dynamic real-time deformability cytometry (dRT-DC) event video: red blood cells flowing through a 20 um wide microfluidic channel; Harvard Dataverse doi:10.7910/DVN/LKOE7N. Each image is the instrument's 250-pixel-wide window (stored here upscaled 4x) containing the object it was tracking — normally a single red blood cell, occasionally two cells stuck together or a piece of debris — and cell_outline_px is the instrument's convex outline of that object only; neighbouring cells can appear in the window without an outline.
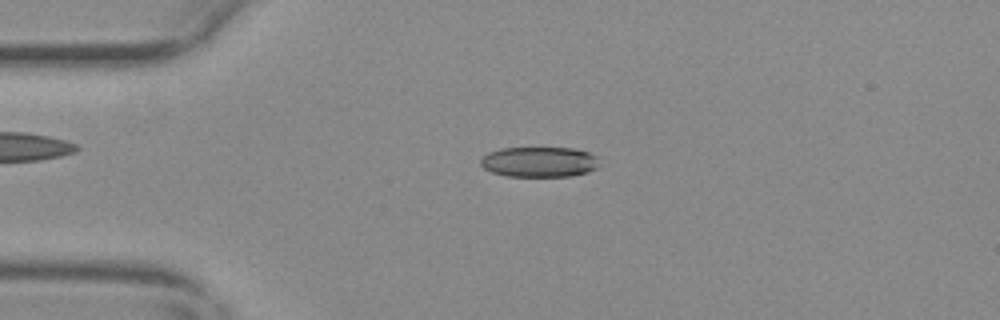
{"species": "common noctule bat (a hibernating species)", "species_latin": "Nyctalus noctula", "temperature_condition": "warm", "stored_images_in_passage": 19, "camera_frame_rate_fps": 3000, "um_per_image_px": 0.085, "animal": {"sex": "female", "body_mass_g": 29.2, "forearm_length_mm": 56.3}, "frame": {"image": 1, "passage_image": 13, "time_ms": 4.0, "image_size_px": [1000, 320], "cell_outline_px": [[600, 164], [596, 168], [588, 172], [572, 176], [508, 176], [492, 172], [484, 168], [480, 164], [480, 160], [488, 152], [500, 148], [572, 148], [588, 152], [596, 156]], "centroid_in_image_um": [45.84, 13.76], "position_along_channel_um": 39.2, "area_um2": 20.98}}
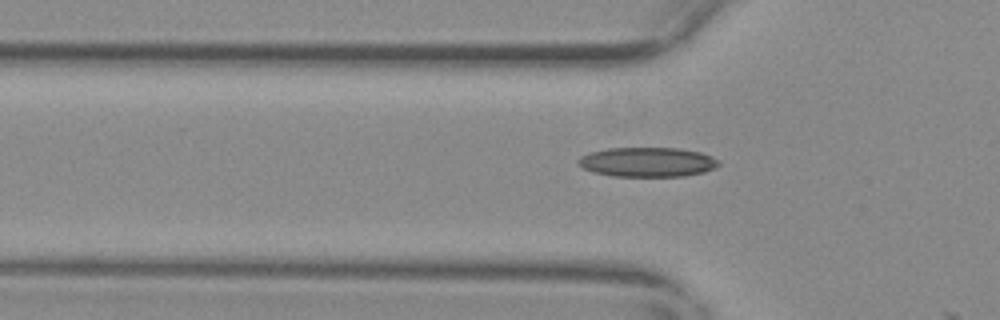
{"frame": {"image": 2, "passage_image": 18, "time_ms": 5.667, "image_size_px": [1000, 320], "cell_outline_px": [[720, 164], [716, 168], [704, 172], [684, 176], [612, 176], [592, 172], [584, 168], [576, 160], [580, 156], [588, 152], [608, 148], [680, 148], [700, 152], [712, 156], [720, 160]], "centroid_in_image_um": [55.05, 13.77], "position_along_channel_um": 70.8, "area_um2": 24.39}}